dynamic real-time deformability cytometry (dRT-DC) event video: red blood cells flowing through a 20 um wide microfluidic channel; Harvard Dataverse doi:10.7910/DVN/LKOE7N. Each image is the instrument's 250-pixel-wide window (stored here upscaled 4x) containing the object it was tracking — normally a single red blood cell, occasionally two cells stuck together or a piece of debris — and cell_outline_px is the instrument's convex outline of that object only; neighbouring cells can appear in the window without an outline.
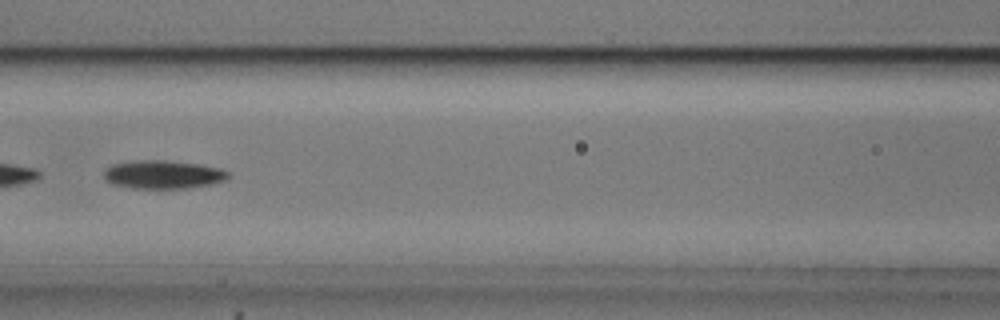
{"species": "common noctule bat (a hibernating species)", "species_latin": "Nyctalus noctula", "temperature_condition": "cold", "stored_images_in_passage": 8, "camera_frame_rate_fps": 3000, "um_per_image_px": 0.085, "animal": {"sex": "male", "body_mass_g": 20.5, "forearm_length_mm": 52.5}, "frame": {"image": 1, "passage_image": 5, "time_ms": 1.333, "image_size_px": [1000, 320], "cell_outline_px": [[232, 176], [228, 180], [212, 184], [188, 188], [132, 188], [112, 184], [104, 180], [104, 168], [112, 164], [136, 160], [164, 160], [196, 164], [220, 168], [228, 172]], "centroid_in_image_um": [13.86, 14.84], "position_along_channel_um": 152.7, "area_um2": 20.75}}
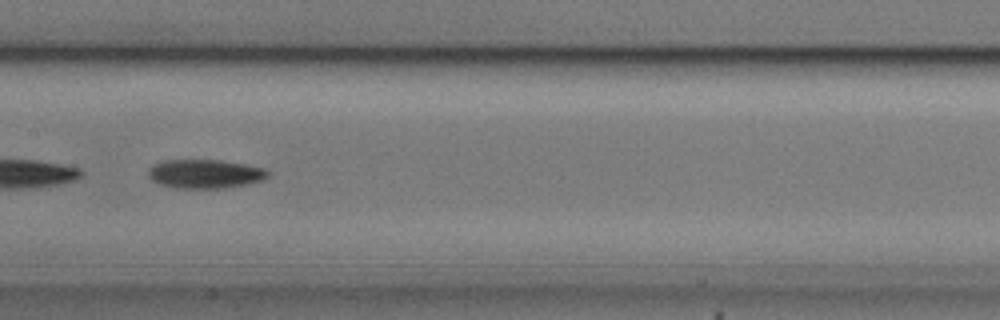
{"frame": {"image": 2, "passage_image": 6, "time_ms": 1.667, "image_size_px": [1000, 320], "cell_outline_px": [[268, 176], [264, 180], [248, 184], [224, 188], [176, 188], [160, 184], [152, 180], [148, 176], [148, 168], [152, 164], [160, 160], [220, 160], [244, 164], [264, 168], [268, 172]], "centroid_in_image_um": [17.39, 14.77], "position_along_channel_um": 190.0, "area_um2": 20.29}}